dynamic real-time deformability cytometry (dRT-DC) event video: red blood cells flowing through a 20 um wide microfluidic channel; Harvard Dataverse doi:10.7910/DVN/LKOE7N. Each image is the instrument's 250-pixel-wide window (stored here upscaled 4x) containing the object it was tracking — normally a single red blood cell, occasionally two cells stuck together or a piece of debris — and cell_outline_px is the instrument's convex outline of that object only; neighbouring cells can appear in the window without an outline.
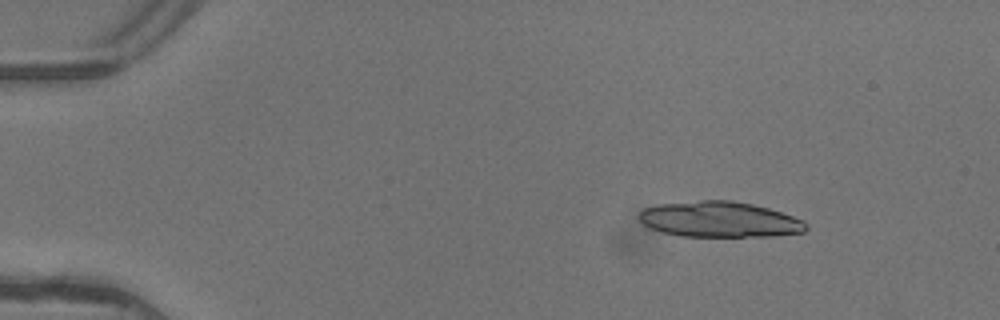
{"species": "common noctule bat (a hibernating species)", "species_latin": "Nyctalus noctula", "temperature_condition": "warm", "stored_images_in_passage": 4, "camera_frame_rate_fps": 3000, "um_per_image_px": 0.085, "animal": {"sex": "female"}, "frame": {"image": 1, "passage_image": 2, "time_ms": 0.333, "image_size_px": [1000, 320], "cell_outline_px": [[808, 228], [804, 232], [776, 236], [680, 236], [660, 232], [644, 224], [640, 220], [640, 212], [644, 208], [656, 204], [700, 200], [732, 200], [752, 204], [768, 208], [804, 220], [808, 224]], "centroid_in_image_um": [61.18, 18.65], "position_along_channel_um": 23.8, "area_um2": 34.8}}